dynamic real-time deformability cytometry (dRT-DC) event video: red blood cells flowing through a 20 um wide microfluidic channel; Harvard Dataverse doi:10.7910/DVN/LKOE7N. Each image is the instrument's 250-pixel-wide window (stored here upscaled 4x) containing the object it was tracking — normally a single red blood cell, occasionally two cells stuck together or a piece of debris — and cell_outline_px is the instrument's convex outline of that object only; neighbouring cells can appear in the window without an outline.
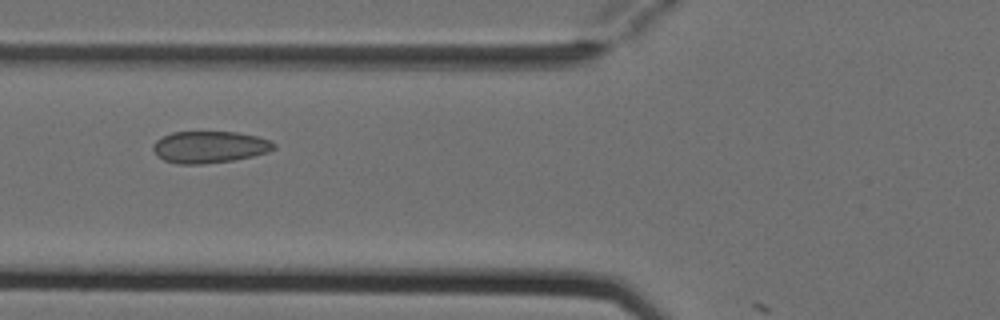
{"species": "Egyptian fruit bat (a non-hibernating species)", "species_latin": "Rousettus aegyptiacus", "temperature_condition": "cold", "stored_images_in_passage": 7, "camera_frame_rate_fps": 3000, "um_per_image_px": 0.085, "animal": {"sex": "female"}, "frame": {"image": 1, "passage_image": 6, "time_ms": 1.667, "image_size_px": [1000, 320], "cell_outline_px": [[276, 148], [268, 152], [252, 156], [232, 160], [204, 164], [176, 164], [164, 160], [156, 156], [152, 148], [152, 144], [156, 140], [172, 132], [236, 132], [256, 136], [272, 140], [276, 144]], "centroid_in_image_um": [17.8, 12.5], "position_along_channel_um": 108.0, "area_um2": 22.54}}
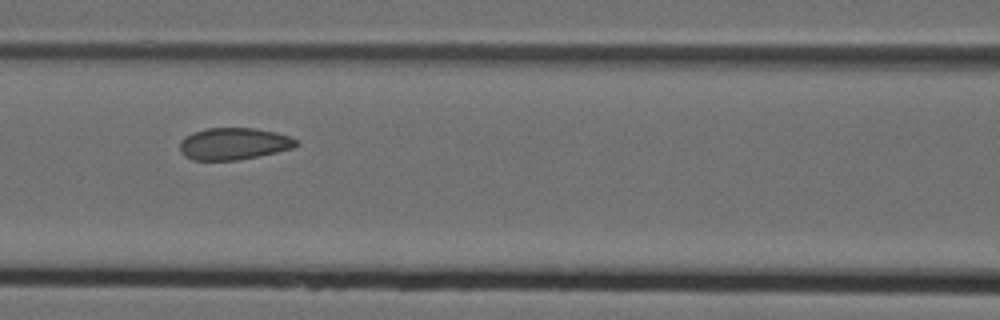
{"frame": {"image": 2, "passage_image": 7, "time_ms": 2.0, "image_size_px": [1000, 320], "cell_outline_px": [[300, 144], [292, 148], [260, 156], [236, 160], [192, 160], [184, 156], [180, 152], [180, 140], [184, 136], [192, 132], [208, 128], [256, 128], [276, 132], [300, 140]], "centroid_in_image_um": [19.87, 12.22], "position_along_channel_um": 146.7, "area_um2": 21.91}}